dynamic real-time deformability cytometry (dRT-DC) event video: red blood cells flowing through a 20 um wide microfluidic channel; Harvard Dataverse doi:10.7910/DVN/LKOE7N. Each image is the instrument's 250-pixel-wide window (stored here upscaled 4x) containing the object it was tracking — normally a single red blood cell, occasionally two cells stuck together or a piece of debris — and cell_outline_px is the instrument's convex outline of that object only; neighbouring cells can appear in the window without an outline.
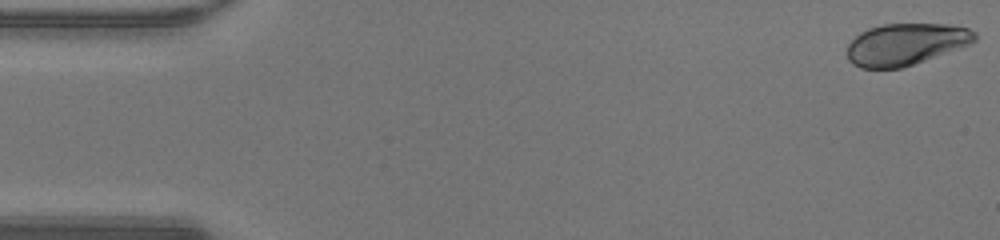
{"species": "human", "species_latin": "Homo sapiens", "temperature_condition": "warm", "stored_images_in_passage": 48, "camera_frame_rate_fps": 3000, "um_per_image_px": 0.085, "donor": {"sex": "male"}, "frame": {"image": 1, "passage_image": 1, "time_ms": 0.0, "image_size_px": [1000, 240], "cell_outline_px": [[976, 40], [960, 48], [900, 68], [860, 68], [852, 64], [848, 60], [848, 44], [860, 32], [868, 28], [884, 24], [948, 24], [968, 28], [976, 32]], "centroid_in_image_um": [76.97, 3.75], "position_along_channel_um": 8.0, "area_um2": 30.87}}
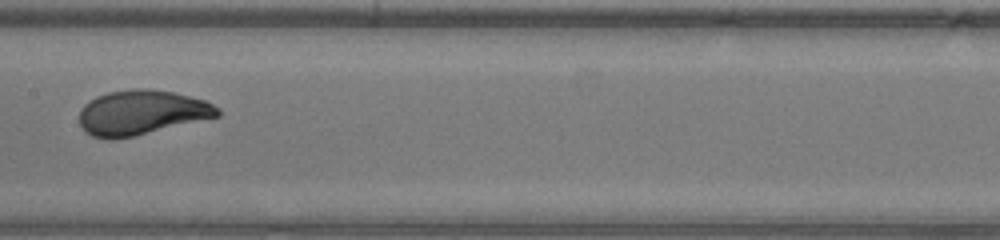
{"frame": {"image": 2, "passage_image": 24, "time_ms": 7.667, "image_size_px": [1000, 240], "cell_outline_px": [[220, 116], [132, 136], [112, 140], [108, 140], [92, 136], [80, 124], [80, 108], [84, 104], [96, 96], [108, 92], [132, 88], [148, 88], [172, 92], [204, 100], [220, 108]], "centroid_in_image_um": [12.02, 9.55], "position_along_channel_um": 195.4, "area_um2": 35.84}}
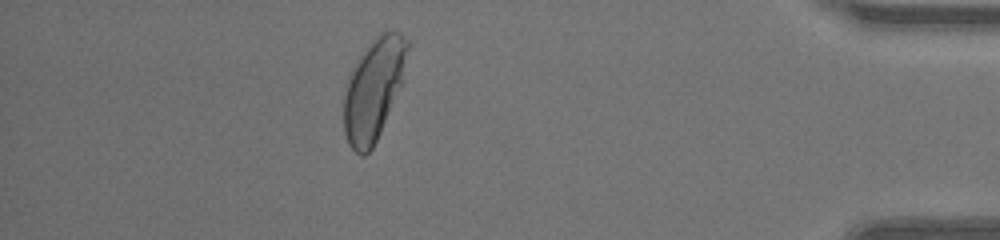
{"frame": {"image": 3, "passage_image": 42, "time_ms": 13.667, "image_size_px": [1000, 240], "cell_outline_px": [[408, 48], [404, 84], [372, 148], [364, 156], [360, 156], [348, 144], [344, 132], [344, 84], [356, 60], [372, 40], [384, 28], [400, 32], [408, 40]], "centroid_in_image_um": [31.78, 7.54], "position_along_channel_um": 403.4, "area_um2": 38.49}, "authors_computed_cell_mechanics": {"area_um2": 35.8071, "velocity_mm_per_s": 4.3257, "shape_relaxation_time_tau1_ms": 2.7254, "shape_relaxation_time_tau2_ms": null, "deformation_change_tau1": 0.1685, "deformation_change_tau2": null}}